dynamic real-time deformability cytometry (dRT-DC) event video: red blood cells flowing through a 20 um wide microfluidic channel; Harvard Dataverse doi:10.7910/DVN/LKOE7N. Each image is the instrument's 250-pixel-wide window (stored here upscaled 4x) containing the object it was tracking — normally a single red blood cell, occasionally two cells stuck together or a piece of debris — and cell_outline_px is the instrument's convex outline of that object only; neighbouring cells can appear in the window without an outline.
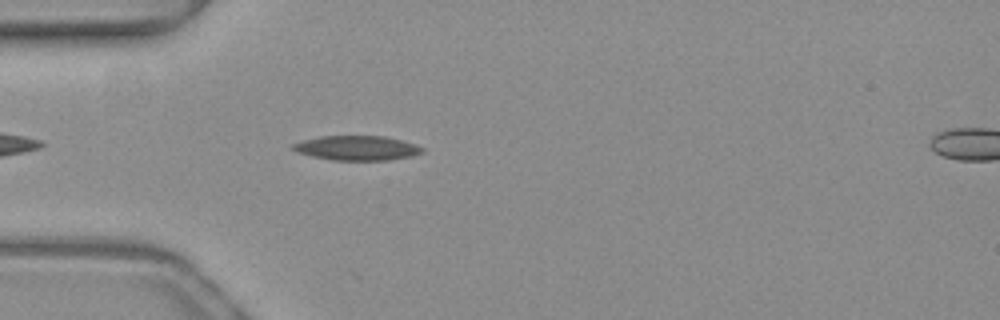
{"species": "common noctule bat (a hibernating species)", "species_latin": "Nyctalus noctula", "temperature_condition": "warm", "stored_images_in_passage": 38, "camera_frame_rate_fps": 3000, "um_per_image_px": 0.085, "animal": {"sex": "female", "body_mass_g": 19.3, "forearm_length_mm": 54.1}, "frame": {"image": 1, "passage_image": 4, "time_ms": 1.0, "image_size_px": [1000, 320], "cell_outline_px": [[424, 152], [412, 156], [388, 160], [332, 160], [312, 156], [296, 152], [288, 148], [292, 144], [304, 140], [320, 136], [384, 136], [416, 144], [424, 148]], "centroid_in_image_um": [30.32, 12.58], "position_along_channel_um": 54.7, "area_um2": 18.61}}
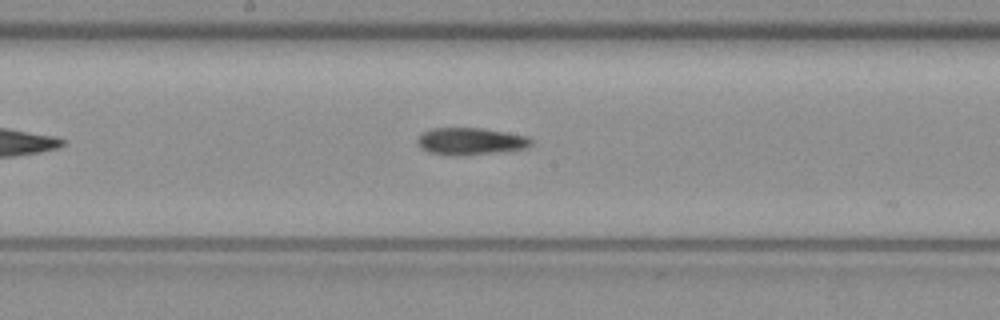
{"frame": {"image": 2, "passage_image": 16, "time_ms": 5.0, "image_size_px": [1000, 320], "cell_outline_px": [[532, 144], [528, 148], [512, 152], [464, 156], [452, 156], [428, 152], [420, 148], [416, 144], [416, 140], [420, 132], [432, 128], [484, 128], [528, 136], [532, 140]], "centroid_in_image_um": [40.01, 12.03], "position_along_channel_um": 208.2, "area_um2": 18.84}}
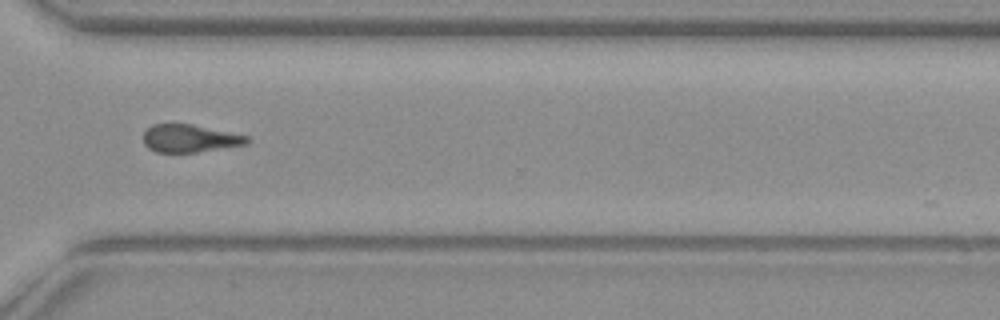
{"frame": {"image": 3, "passage_image": 27, "time_ms": 8.667, "image_size_px": [1000, 320], "cell_outline_px": [[252, 140], [248, 144], [196, 152], [156, 152], [148, 148], [144, 144], [144, 132], [152, 124], [192, 124], [252, 136]], "centroid_in_image_um": [16.2, 11.76], "position_along_channel_um": 354.4, "area_um2": 16.94}, "authors_computed_cell_mechanics": {"area_um2": 18.4671, "velocity_mm_per_s": 3.9879, "shape_relaxation_time_tau1_ms": 3.6814, "shape_relaxation_time_tau2_ms": null, "deformation_change_tau1": 0.1043, "deformation_change_tau2": null}}